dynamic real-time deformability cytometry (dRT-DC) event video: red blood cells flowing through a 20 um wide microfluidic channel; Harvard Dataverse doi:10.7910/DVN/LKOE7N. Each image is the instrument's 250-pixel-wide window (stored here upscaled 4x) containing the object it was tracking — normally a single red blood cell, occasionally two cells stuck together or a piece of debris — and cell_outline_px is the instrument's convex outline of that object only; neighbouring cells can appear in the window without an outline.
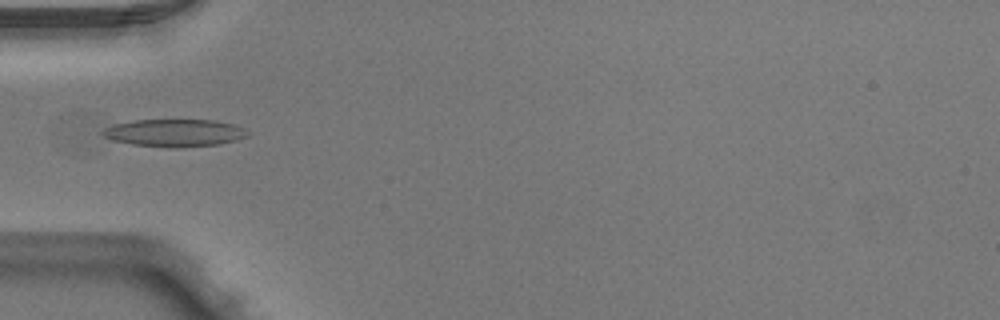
{"species": "Egyptian fruit bat (a non-hibernating species)", "species_latin": "Rousettus aegyptiacus", "temperature_condition": "warm", "stored_images_in_passage": 1, "camera_frame_rate_fps": 3000, "um_per_image_px": 0.085, "animal": {"sex": "male"}, "frame": {"image": 1, "passage_image": 1, "time_ms": 0.0, "image_size_px": [1000, 320], "cell_outline_px": [[248, 136], [236, 140], [220, 144], [176, 148], [168, 148], [132, 144], [112, 140], [100, 136], [96, 132], [112, 124], [136, 120], [216, 120], [232, 124], [248, 132]], "centroid_in_image_um": [14.73, 11.3], "position_along_channel_um": 70.3, "area_um2": 23.47}}